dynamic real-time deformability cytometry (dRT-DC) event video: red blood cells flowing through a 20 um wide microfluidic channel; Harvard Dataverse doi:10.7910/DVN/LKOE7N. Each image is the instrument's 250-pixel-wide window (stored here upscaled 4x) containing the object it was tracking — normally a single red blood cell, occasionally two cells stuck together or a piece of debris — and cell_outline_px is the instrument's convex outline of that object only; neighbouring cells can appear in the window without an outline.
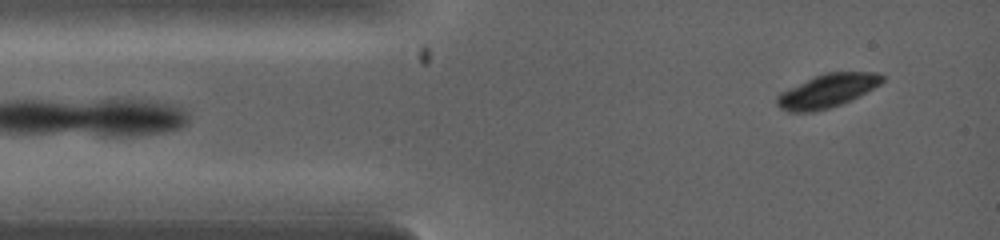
{"species": "common noctule bat (a hibernating species)", "species_latin": "Nyctalus noctula", "temperature_condition": "warm", "stored_images_in_passage": 2, "camera_frame_rate_fps": 5000, "um_per_image_px": 0.085, "animal": {"sex": "female", "body_mass_g": 19.0, "forearm_length_mm": 53.3}, "frame": {"image": 1, "passage_image": 1, "time_ms": 0.0, "image_size_px": [1000, 240], "cell_outline_px": [[884, 80], [880, 84], [852, 100], [828, 108], [812, 112], [788, 112], [780, 108], [776, 104], [776, 96], [780, 92], [816, 76], [828, 72], [872, 72], [884, 76]], "centroid_in_image_um": [70.3, 7.73], "position_along_channel_um": 14.7, "area_um2": 20.29}}